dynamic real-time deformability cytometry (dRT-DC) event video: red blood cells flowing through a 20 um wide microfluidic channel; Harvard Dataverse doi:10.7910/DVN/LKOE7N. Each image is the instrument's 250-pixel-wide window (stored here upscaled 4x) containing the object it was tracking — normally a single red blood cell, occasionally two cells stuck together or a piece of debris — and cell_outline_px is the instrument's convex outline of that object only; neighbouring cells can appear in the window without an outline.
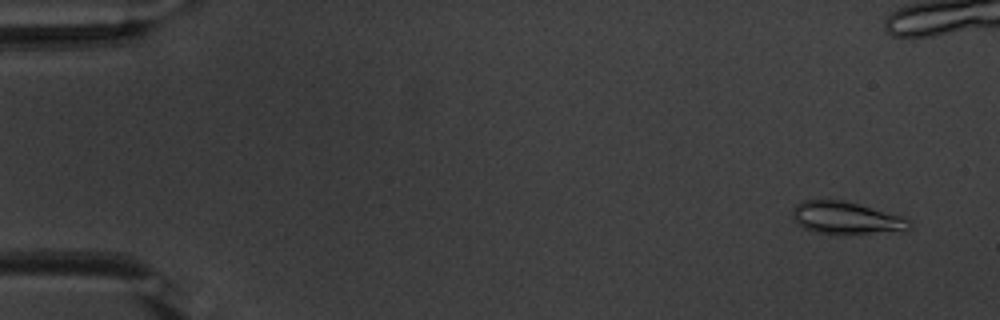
{"species": "common noctule bat (a hibernating species)", "species_latin": "Nyctalus noctula", "temperature_condition": "warm", "stored_images_in_passage": 55, "segment_of_instrument_passage": [1, 2], "camera_frame_rate_fps": 3000, "um_per_image_px": 0.085, "animal": {"sex": "male", "body_mass_g": 20.1, "forearm_length_mm": 53.5}, "frame": {"image": 1, "passage_image": 4, "time_ms": 1.0, "image_size_px": [1000, 320], "cell_outline_px": [[912, 228], [904, 232], [836, 236], [816, 232], [804, 228], [792, 220], [792, 208], [796, 204], [804, 200], [844, 200], [900, 216], [908, 220], [912, 224]], "centroid_in_image_um": [71.93, 18.58], "position_along_channel_um": 13.1, "area_um2": 22.83}}
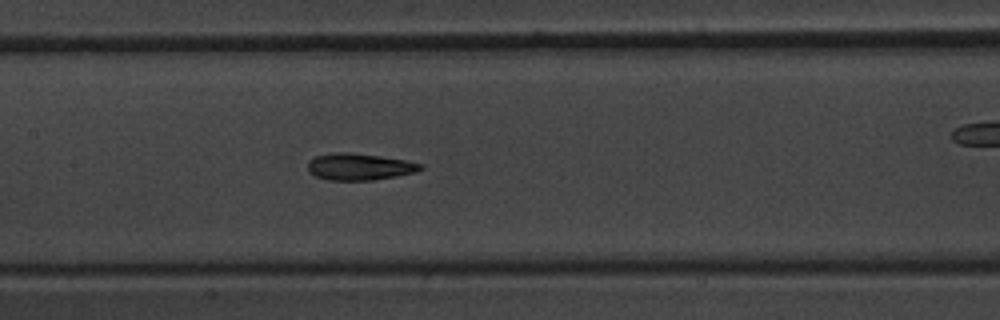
{"frame": {"image": 2, "passage_image": 27, "time_ms": 8.667, "image_size_px": [1000, 320], "cell_outline_px": [[424, 168], [416, 172], [396, 176], [372, 180], [328, 180], [316, 176], [308, 172], [308, 160], [316, 156], [332, 152], [348, 152], [380, 156], [408, 160], [424, 164]], "centroid_in_image_um": [30.56, 14.16], "position_along_channel_um": 176.8, "area_um2": 17.74}}
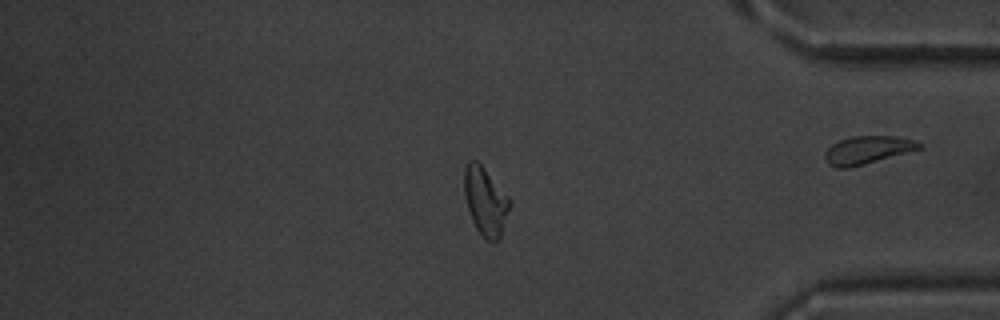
{"frame": {"image": 3, "passage_image": 46, "time_ms": 15.0, "image_size_px": [1000, 320], "cell_outline_px": [[512, 204], [500, 240], [492, 244], [476, 228], [472, 220], [464, 196], [464, 168], [468, 160], [476, 160], [484, 168], [508, 196]], "centroid_in_image_um": [41.28, 17.13], "position_along_channel_um": 393.9, "area_um2": 18.21}}